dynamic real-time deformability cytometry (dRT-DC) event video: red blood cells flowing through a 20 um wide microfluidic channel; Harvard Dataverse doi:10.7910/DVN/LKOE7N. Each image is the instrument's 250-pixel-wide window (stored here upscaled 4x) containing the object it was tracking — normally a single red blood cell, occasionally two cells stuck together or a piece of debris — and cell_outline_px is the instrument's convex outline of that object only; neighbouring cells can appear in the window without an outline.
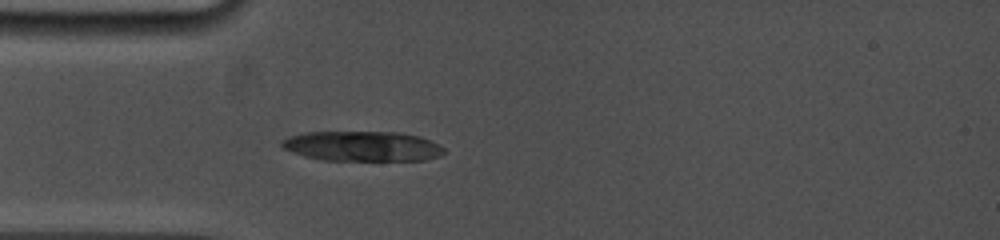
{"species": "common noctule bat (a hibernating species)", "species_latin": "Nyctalus noctula", "temperature_condition": "cold", "stored_images_in_passage": 6, "camera_frame_rate_fps": 5000, "um_per_image_px": 0.085, "animal": {"sex": "female", "body_mass_g": 19.0, "forearm_length_mm": 53.3}, "frame": {"image": 1, "passage_image": 6, "time_ms": 2.2, "image_size_px": [1000, 240], "cell_outline_px": [[444, 152], [440, 156], [424, 160], [320, 160], [304, 156], [292, 152], [284, 148], [280, 144], [280, 140], [288, 136], [304, 132], [400, 132], [420, 136], [440, 144], [444, 148]], "centroid_in_image_um": [30.79, 12.42], "position_along_channel_um": 54.2, "area_um2": 28.61}}